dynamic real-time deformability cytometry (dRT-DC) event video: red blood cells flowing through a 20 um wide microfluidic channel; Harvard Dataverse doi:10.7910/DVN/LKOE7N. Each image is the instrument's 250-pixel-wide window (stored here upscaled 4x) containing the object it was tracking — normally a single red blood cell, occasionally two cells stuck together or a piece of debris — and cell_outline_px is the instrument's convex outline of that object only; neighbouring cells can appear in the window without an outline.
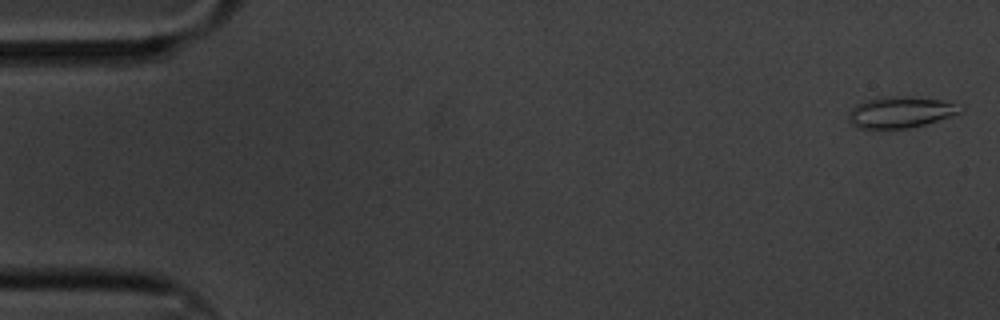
{"species": "common noctule bat (a hibernating species)", "species_latin": "Nyctalus noctula", "temperature_condition": "cold", "stored_images_in_passage": 13, "camera_frame_rate_fps": 3000, "um_per_image_px": 0.085, "animal": {"sex": "male", "body_mass_g": 20.1, "forearm_length_mm": 53.5}, "frame": {"image": 1, "passage_image": 1, "time_ms": 0.0, "image_size_px": [1000, 320], "cell_outline_px": [[964, 108], [960, 112], [924, 124], [908, 128], [856, 128], [848, 120], [848, 112], [856, 104], [880, 96], [900, 96], [940, 100]], "centroid_in_image_um": [76.44, 9.54], "position_along_channel_um": 8.6, "area_um2": 19.88}}